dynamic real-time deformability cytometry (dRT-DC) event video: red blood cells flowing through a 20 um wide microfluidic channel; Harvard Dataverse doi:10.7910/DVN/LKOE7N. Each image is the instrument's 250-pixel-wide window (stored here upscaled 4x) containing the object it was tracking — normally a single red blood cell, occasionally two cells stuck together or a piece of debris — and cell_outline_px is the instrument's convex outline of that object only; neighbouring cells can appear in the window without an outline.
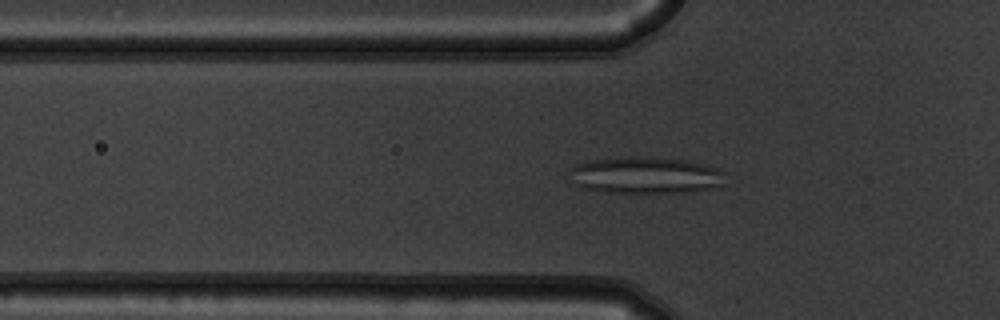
{"species": "common noctule bat (a hibernating species)", "species_latin": "Nyctalus noctula", "temperature_condition": "warm", "stored_images_in_passage": 54, "camera_frame_rate_fps": 3000, "um_per_image_px": 0.085, "animal": {"sex": "male", "body_mass_g": 19.5, "forearm_length_mm": 54.6}, "frame": {"image": 1, "passage_image": 18, "time_ms": 5.667, "image_size_px": [1000, 320], "cell_outline_px": [[724, 172], [720, 184], [712, 188], [688, 192], [604, 192], [584, 188], [576, 184], [572, 168], [576, 164], [592, 160], [636, 156], [680, 160], [700, 164], [716, 168]], "centroid_in_image_um": [54.86, 14.9], "position_along_channel_um": 70.9, "area_um2": 32.25}}
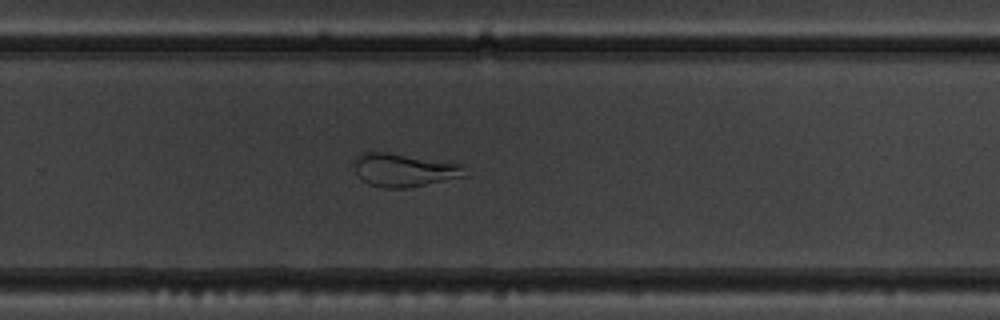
{"frame": {"image": 2, "passage_image": 36, "time_ms": 11.667, "image_size_px": [1000, 320], "cell_outline_px": [[464, 176], [408, 188], [380, 188], [368, 184], [356, 172], [356, 160], [360, 152], [388, 152], [460, 164]], "centroid_in_image_um": [34.28, 14.46], "position_along_channel_um": 295.5, "area_um2": 20.87}}
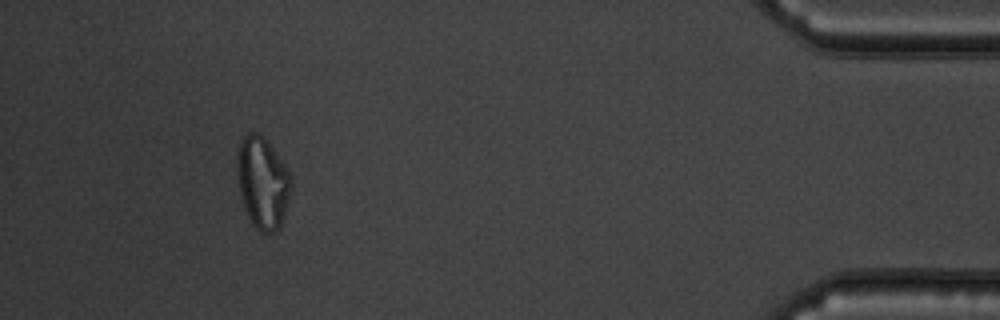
{"frame": {"image": 3, "passage_image": 50, "time_ms": 16.333, "image_size_px": [1000, 320], "cell_outline_px": [[292, 192], [284, 216], [276, 232], [260, 232], [252, 224], [248, 216], [240, 192], [236, 164], [236, 160], [240, 140], [248, 132], [256, 132], [264, 136], [284, 164], [292, 180]], "centroid_in_image_um": [22.33, 15.51], "position_along_channel_um": 412.9, "area_um2": 28.84}, "authors_computed_cell_mechanics": {"area_um2": 28.2064, "velocity_mm_per_s": 3.7453, "shape_relaxation_time_tau1_ms": null, "shape_relaxation_time_tau2_ms": 1.2825, "deformation_change_tau1": null, "deformation_change_tau2": 0.0937}}